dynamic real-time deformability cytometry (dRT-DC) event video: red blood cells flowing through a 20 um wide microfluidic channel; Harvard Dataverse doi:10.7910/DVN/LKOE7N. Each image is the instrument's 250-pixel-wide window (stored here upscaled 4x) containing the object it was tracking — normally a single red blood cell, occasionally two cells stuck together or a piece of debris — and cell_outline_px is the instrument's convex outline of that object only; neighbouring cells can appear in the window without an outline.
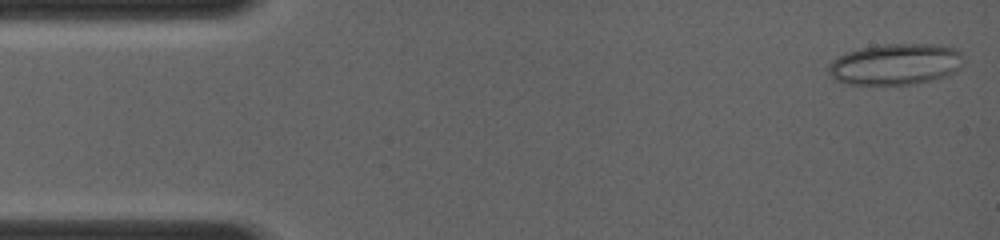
{"species": "common noctule bat (a hibernating species)", "species_latin": "Nyctalus noctula", "temperature_condition": "room temperature", "stored_images_in_passage": 60, "camera_frame_rate_fps": 4000, "um_per_image_px": 0.085, "animal": {"sex": "female", "body_mass_g": 19.0, "forearm_length_mm": 56.7}, "frame": {"image": 1, "passage_image": 1, "time_ms": 0.0, "image_size_px": [1000, 240], "cell_outline_px": [[960, 68], [948, 76], [912, 84], [848, 84], [836, 80], [828, 72], [828, 64], [832, 60], [848, 52], [860, 48], [884, 44], [936, 44], [956, 48], [960, 52]], "centroid_in_image_um": [76.11, 5.45], "position_along_channel_um": 8.9, "area_um2": 32.19}}
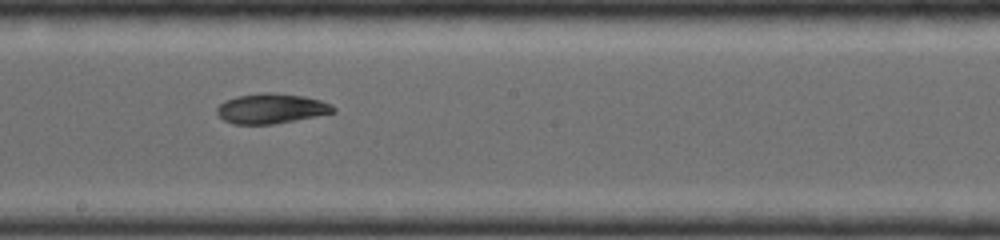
{"frame": {"image": 2, "passage_image": 32, "time_ms": 7.25, "image_size_px": [1000, 240], "cell_outline_px": [[336, 112], [316, 116], [272, 124], [232, 124], [224, 120], [216, 112], [216, 108], [224, 100], [236, 96], [264, 92], [268, 92], [304, 96], [320, 100], [332, 104], [336, 108]], "centroid_in_image_um": [23.05, 9.22], "position_along_channel_um": 225.2, "area_um2": 20.35}}
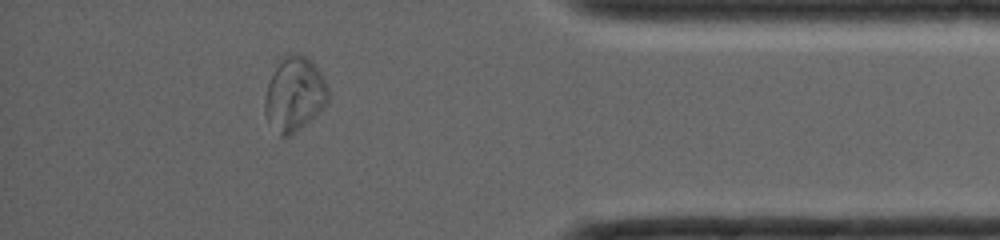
{"frame": {"image": 3, "passage_image": 52, "time_ms": 11.75, "image_size_px": [1000, 240], "cell_outline_px": [[328, 100], [324, 108], [304, 124], [288, 136], [280, 136], [264, 112], [264, 96], [268, 84], [280, 60], [284, 56], [296, 52], [304, 52], [312, 60], [324, 76], [328, 88]], "centroid_in_image_um": [25.06, 7.94], "position_along_channel_um": 410.1, "area_um2": 27.28}}